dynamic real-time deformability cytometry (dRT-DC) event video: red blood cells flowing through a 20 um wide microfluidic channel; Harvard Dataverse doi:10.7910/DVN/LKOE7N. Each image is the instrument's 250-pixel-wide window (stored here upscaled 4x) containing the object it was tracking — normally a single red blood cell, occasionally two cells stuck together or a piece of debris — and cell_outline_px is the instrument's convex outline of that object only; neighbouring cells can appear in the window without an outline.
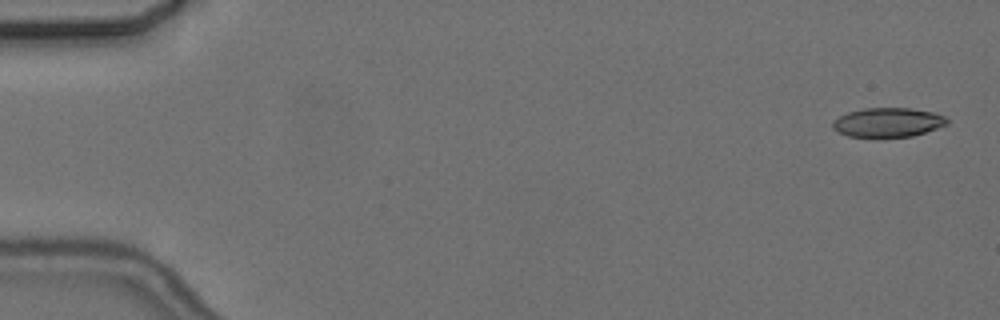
{"species": "common noctule bat (a hibernating species)", "species_latin": "Nyctalus noctula", "temperature_condition": "cold", "stored_images_in_passage": 5, "camera_frame_rate_fps": 3000, "um_per_image_px": 0.085, "animal": {"sex": "female", "body_mass_g": 24.6, "forearm_length_mm": 56.2}, "frame": {"image": 1, "passage_image": 1, "time_ms": 0.0, "image_size_px": [1000, 320], "cell_outline_px": [[948, 124], [912, 136], [848, 136], [836, 132], [832, 128], [832, 124], [840, 116], [848, 112], [864, 108], [908, 108], [936, 112], [944, 116], [948, 120]], "centroid_in_image_um": [75.48, 10.39], "position_along_channel_um": 9.5, "area_um2": 19.25}}
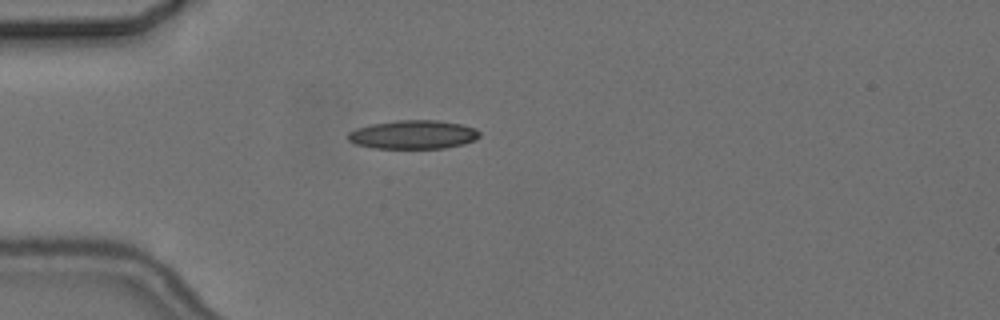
{"frame": {"image": 2, "passage_image": 5, "time_ms": 4.667, "image_size_px": [1000, 320], "cell_outline_px": [[480, 136], [476, 140], [464, 144], [444, 148], [372, 148], [356, 144], [348, 140], [348, 132], [356, 128], [372, 124], [396, 120], [436, 120], [460, 124], [476, 128], [480, 132]], "centroid_in_image_um": [35.14, 11.44], "position_along_channel_um": 49.9, "area_um2": 22.08}}